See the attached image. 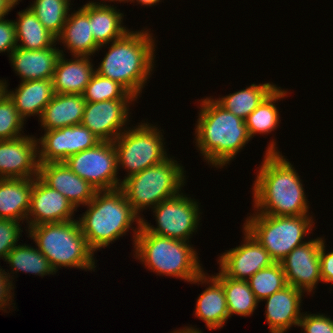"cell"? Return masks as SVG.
<instances>
[{
    "label": "cell",
    "instance_id": "obj_2",
    "mask_svg": "<svg viewBox=\"0 0 333 333\" xmlns=\"http://www.w3.org/2000/svg\"><path fill=\"white\" fill-rule=\"evenodd\" d=\"M200 107L195 145L209 165L223 168L251 140L245 121L211 97L203 98Z\"/></svg>",
    "mask_w": 333,
    "mask_h": 333
},
{
    "label": "cell",
    "instance_id": "obj_27",
    "mask_svg": "<svg viewBox=\"0 0 333 333\" xmlns=\"http://www.w3.org/2000/svg\"><path fill=\"white\" fill-rule=\"evenodd\" d=\"M123 13L116 7L99 2H89V19L92 34L100 49L121 38L130 29L123 25Z\"/></svg>",
    "mask_w": 333,
    "mask_h": 333
},
{
    "label": "cell",
    "instance_id": "obj_17",
    "mask_svg": "<svg viewBox=\"0 0 333 333\" xmlns=\"http://www.w3.org/2000/svg\"><path fill=\"white\" fill-rule=\"evenodd\" d=\"M77 211L68 199L46 185L38 176L33 179L30 208L27 214L28 228L45 223L75 220Z\"/></svg>",
    "mask_w": 333,
    "mask_h": 333
},
{
    "label": "cell",
    "instance_id": "obj_1",
    "mask_svg": "<svg viewBox=\"0 0 333 333\" xmlns=\"http://www.w3.org/2000/svg\"><path fill=\"white\" fill-rule=\"evenodd\" d=\"M274 141L267 146L253 183L254 210L272 216L309 215V202L300 176Z\"/></svg>",
    "mask_w": 333,
    "mask_h": 333
},
{
    "label": "cell",
    "instance_id": "obj_10",
    "mask_svg": "<svg viewBox=\"0 0 333 333\" xmlns=\"http://www.w3.org/2000/svg\"><path fill=\"white\" fill-rule=\"evenodd\" d=\"M199 209L195 199L181 192L152 209L157 227L150 225L144 217H141V226L152 234L190 242V236L197 231L199 225Z\"/></svg>",
    "mask_w": 333,
    "mask_h": 333
},
{
    "label": "cell",
    "instance_id": "obj_15",
    "mask_svg": "<svg viewBox=\"0 0 333 333\" xmlns=\"http://www.w3.org/2000/svg\"><path fill=\"white\" fill-rule=\"evenodd\" d=\"M134 101L136 100L86 102L81 124L101 141L113 142L126 130L131 116L129 104Z\"/></svg>",
    "mask_w": 333,
    "mask_h": 333
},
{
    "label": "cell",
    "instance_id": "obj_34",
    "mask_svg": "<svg viewBox=\"0 0 333 333\" xmlns=\"http://www.w3.org/2000/svg\"><path fill=\"white\" fill-rule=\"evenodd\" d=\"M82 95L86 102L137 99L117 81L103 77L96 72L92 75Z\"/></svg>",
    "mask_w": 333,
    "mask_h": 333
},
{
    "label": "cell",
    "instance_id": "obj_12",
    "mask_svg": "<svg viewBox=\"0 0 333 333\" xmlns=\"http://www.w3.org/2000/svg\"><path fill=\"white\" fill-rule=\"evenodd\" d=\"M44 132L38 139L39 163L64 162L70 156L93 148L101 142L82 124Z\"/></svg>",
    "mask_w": 333,
    "mask_h": 333
},
{
    "label": "cell",
    "instance_id": "obj_4",
    "mask_svg": "<svg viewBox=\"0 0 333 333\" xmlns=\"http://www.w3.org/2000/svg\"><path fill=\"white\" fill-rule=\"evenodd\" d=\"M86 206L87 210L78 222L94 252L126 235L129 228L133 230L135 244L141 227V217L134 212L120 188L97 191ZM134 222L137 224L135 229L132 227Z\"/></svg>",
    "mask_w": 333,
    "mask_h": 333
},
{
    "label": "cell",
    "instance_id": "obj_22",
    "mask_svg": "<svg viewBox=\"0 0 333 333\" xmlns=\"http://www.w3.org/2000/svg\"><path fill=\"white\" fill-rule=\"evenodd\" d=\"M62 42L73 56L90 57L100 46L95 42L89 19V3L84 4L77 11L69 13L57 42Z\"/></svg>",
    "mask_w": 333,
    "mask_h": 333
},
{
    "label": "cell",
    "instance_id": "obj_13",
    "mask_svg": "<svg viewBox=\"0 0 333 333\" xmlns=\"http://www.w3.org/2000/svg\"><path fill=\"white\" fill-rule=\"evenodd\" d=\"M240 246L226 250L219 256L220 271L228 278L248 280L257 271L275 263L268 251L244 227Z\"/></svg>",
    "mask_w": 333,
    "mask_h": 333
},
{
    "label": "cell",
    "instance_id": "obj_23",
    "mask_svg": "<svg viewBox=\"0 0 333 333\" xmlns=\"http://www.w3.org/2000/svg\"><path fill=\"white\" fill-rule=\"evenodd\" d=\"M60 53L52 79L54 93L82 95L95 72L92 59L87 56H72L74 59L68 60L63 50Z\"/></svg>",
    "mask_w": 333,
    "mask_h": 333
},
{
    "label": "cell",
    "instance_id": "obj_40",
    "mask_svg": "<svg viewBox=\"0 0 333 333\" xmlns=\"http://www.w3.org/2000/svg\"><path fill=\"white\" fill-rule=\"evenodd\" d=\"M10 273L5 272V269L0 268V310H6L7 307L10 309V305L15 304L12 303L14 300V289L12 276L10 277ZM11 303V304H10ZM7 306V307H6Z\"/></svg>",
    "mask_w": 333,
    "mask_h": 333
},
{
    "label": "cell",
    "instance_id": "obj_18",
    "mask_svg": "<svg viewBox=\"0 0 333 333\" xmlns=\"http://www.w3.org/2000/svg\"><path fill=\"white\" fill-rule=\"evenodd\" d=\"M38 177L65 196L76 210L80 205L86 206L97 192L95 187L75 174L64 162L40 163Z\"/></svg>",
    "mask_w": 333,
    "mask_h": 333
},
{
    "label": "cell",
    "instance_id": "obj_35",
    "mask_svg": "<svg viewBox=\"0 0 333 333\" xmlns=\"http://www.w3.org/2000/svg\"><path fill=\"white\" fill-rule=\"evenodd\" d=\"M247 281L259 302L288 285L281 263L257 271Z\"/></svg>",
    "mask_w": 333,
    "mask_h": 333
},
{
    "label": "cell",
    "instance_id": "obj_45",
    "mask_svg": "<svg viewBox=\"0 0 333 333\" xmlns=\"http://www.w3.org/2000/svg\"><path fill=\"white\" fill-rule=\"evenodd\" d=\"M134 1L138 2V4H141V6H151L152 5H157V3L161 2V0H129V2H133L135 3Z\"/></svg>",
    "mask_w": 333,
    "mask_h": 333
},
{
    "label": "cell",
    "instance_id": "obj_41",
    "mask_svg": "<svg viewBox=\"0 0 333 333\" xmlns=\"http://www.w3.org/2000/svg\"><path fill=\"white\" fill-rule=\"evenodd\" d=\"M325 240L321 243L319 257H320V276L322 282L333 283V251L326 253Z\"/></svg>",
    "mask_w": 333,
    "mask_h": 333
},
{
    "label": "cell",
    "instance_id": "obj_42",
    "mask_svg": "<svg viewBox=\"0 0 333 333\" xmlns=\"http://www.w3.org/2000/svg\"><path fill=\"white\" fill-rule=\"evenodd\" d=\"M16 5L11 0H0V19L8 15Z\"/></svg>",
    "mask_w": 333,
    "mask_h": 333
},
{
    "label": "cell",
    "instance_id": "obj_46",
    "mask_svg": "<svg viewBox=\"0 0 333 333\" xmlns=\"http://www.w3.org/2000/svg\"><path fill=\"white\" fill-rule=\"evenodd\" d=\"M102 1H103V2H102V4H103V3H104L105 1H107V0H102ZM109 1H110V2H114V1L117 2V1H118V2H120V3H121V2H124V3H125V2H127V3L129 2V0H108V2H109Z\"/></svg>",
    "mask_w": 333,
    "mask_h": 333
},
{
    "label": "cell",
    "instance_id": "obj_26",
    "mask_svg": "<svg viewBox=\"0 0 333 333\" xmlns=\"http://www.w3.org/2000/svg\"><path fill=\"white\" fill-rule=\"evenodd\" d=\"M33 179H0V218L22 223L27 219Z\"/></svg>",
    "mask_w": 333,
    "mask_h": 333
},
{
    "label": "cell",
    "instance_id": "obj_8",
    "mask_svg": "<svg viewBox=\"0 0 333 333\" xmlns=\"http://www.w3.org/2000/svg\"><path fill=\"white\" fill-rule=\"evenodd\" d=\"M312 215L272 216L250 214L243 227L268 251L275 263H280L294 248L307 242L304 237L312 233Z\"/></svg>",
    "mask_w": 333,
    "mask_h": 333
},
{
    "label": "cell",
    "instance_id": "obj_37",
    "mask_svg": "<svg viewBox=\"0 0 333 333\" xmlns=\"http://www.w3.org/2000/svg\"><path fill=\"white\" fill-rule=\"evenodd\" d=\"M19 221L0 218V258L6 259L8 253L18 245L21 233Z\"/></svg>",
    "mask_w": 333,
    "mask_h": 333
},
{
    "label": "cell",
    "instance_id": "obj_31",
    "mask_svg": "<svg viewBox=\"0 0 333 333\" xmlns=\"http://www.w3.org/2000/svg\"><path fill=\"white\" fill-rule=\"evenodd\" d=\"M213 276L224 288L229 317L233 314L244 317L253 314L259 301L251 290L248 281L228 278L221 271Z\"/></svg>",
    "mask_w": 333,
    "mask_h": 333
},
{
    "label": "cell",
    "instance_id": "obj_38",
    "mask_svg": "<svg viewBox=\"0 0 333 333\" xmlns=\"http://www.w3.org/2000/svg\"><path fill=\"white\" fill-rule=\"evenodd\" d=\"M304 333H333V319L324 314H302L299 326Z\"/></svg>",
    "mask_w": 333,
    "mask_h": 333
},
{
    "label": "cell",
    "instance_id": "obj_39",
    "mask_svg": "<svg viewBox=\"0 0 333 333\" xmlns=\"http://www.w3.org/2000/svg\"><path fill=\"white\" fill-rule=\"evenodd\" d=\"M17 47L15 25L13 20L0 19V53L9 54Z\"/></svg>",
    "mask_w": 333,
    "mask_h": 333
},
{
    "label": "cell",
    "instance_id": "obj_36",
    "mask_svg": "<svg viewBox=\"0 0 333 333\" xmlns=\"http://www.w3.org/2000/svg\"><path fill=\"white\" fill-rule=\"evenodd\" d=\"M24 123L13 101L6 95L0 101V140H11L23 136L21 131Z\"/></svg>",
    "mask_w": 333,
    "mask_h": 333
},
{
    "label": "cell",
    "instance_id": "obj_7",
    "mask_svg": "<svg viewBox=\"0 0 333 333\" xmlns=\"http://www.w3.org/2000/svg\"><path fill=\"white\" fill-rule=\"evenodd\" d=\"M180 164L169 156L161 163L122 180L120 189L138 216L144 209H153L160 202L181 193L186 177Z\"/></svg>",
    "mask_w": 333,
    "mask_h": 333
},
{
    "label": "cell",
    "instance_id": "obj_29",
    "mask_svg": "<svg viewBox=\"0 0 333 333\" xmlns=\"http://www.w3.org/2000/svg\"><path fill=\"white\" fill-rule=\"evenodd\" d=\"M277 87L273 83L251 84L247 88L215 99L222 107L245 120Z\"/></svg>",
    "mask_w": 333,
    "mask_h": 333
},
{
    "label": "cell",
    "instance_id": "obj_44",
    "mask_svg": "<svg viewBox=\"0 0 333 333\" xmlns=\"http://www.w3.org/2000/svg\"><path fill=\"white\" fill-rule=\"evenodd\" d=\"M7 81L6 80H1L0 79V101L5 98V96L7 95V91H8V85H7Z\"/></svg>",
    "mask_w": 333,
    "mask_h": 333
},
{
    "label": "cell",
    "instance_id": "obj_28",
    "mask_svg": "<svg viewBox=\"0 0 333 333\" xmlns=\"http://www.w3.org/2000/svg\"><path fill=\"white\" fill-rule=\"evenodd\" d=\"M17 14L14 20L17 47L40 50L57 44V38L43 26L29 7Z\"/></svg>",
    "mask_w": 333,
    "mask_h": 333
},
{
    "label": "cell",
    "instance_id": "obj_33",
    "mask_svg": "<svg viewBox=\"0 0 333 333\" xmlns=\"http://www.w3.org/2000/svg\"><path fill=\"white\" fill-rule=\"evenodd\" d=\"M71 0H35L29 8L56 38L61 34L70 13Z\"/></svg>",
    "mask_w": 333,
    "mask_h": 333
},
{
    "label": "cell",
    "instance_id": "obj_25",
    "mask_svg": "<svg viewBox=\"0 0 333 333\" xmlns=\"http://www.w3.org/2000/svg\"><path fill=\"white\" fill-rule=\"evenodd\" d=\"M7 95L24 121L27 117L34 115H38L37 117L40 119L43 110L54 95L53 80L24 81L15 91H7Z\"/></svg>",
    "mask_w": 333,
    "mask_h": 333
},
{
    "label": "cell",
    "instance_id": "obj_32",
    "mask_svg": "<svg viewBox=\"0 0 333 333\" xmlns=\"http://www.w3.org/2000/svg\"><path fill=\"white\" fill-rule=\"evenodd\" d=\"M9 264L13 274L19 271L35 274L41 277L45 275H54L56 272L51 267L49 260L36 247L22 244L16 245L4 260Z\"/></svg>",
    "mask_w": 333,
    "mask_h": 333
},
{
    "label": "cell",
    "instance_id": "obj_11",
    "mask_svg": "<svg viewBox=\"0 0 333 333\" xmlns=\"http://www.w3.org/2000/svg\"><path fill=\"white\" fill-rule=\"evenodd\" d=\"M64 163L97 191L114 190L121 186L113 142L101 141L93 148L70 156Z\"/></svg>",
    "mask_w": 333,
    "mask_h": 333
},
{
    "label": "cell",
    "instance_id": "obj_3",
    "mask_svg": "<svg viewBox=\"0 0 333 333\" xmlns=\"http://www.w3.org/2000/svg\"><path fill=\"white\" fill-rule=\"evenodd\" d=\"M144 30H129L110 42L108 52L95 68L96 73L117 81L137 99L151 77L156 56L154 36L148 29Z\"/></svg>",
    "mask_w": 333,
    "mask_h": 333
},
{
    "label": "cell",
    "instance_id": "obj_9",
    "mask_svg": "<svg viewBox=\"0 0 333 333\" xmlns=\"http://www.w3.org/2000/svg\"><path fill=\"white\" fill-rule=\"evenodd\" d=\"M161 131L163 130H159L156 125L148 122L139 123L133 128H126L113 141L118 170L121 167L128 172L124 179L159 164L169 157Z\"/></svg>",
    "mask_w": 333,
    "mask_h": 333
},
{
    "label": "cell",
    "instance_id": "obj_47",
    "mask_svg": "<svg viewBox=\"0 0 333 333\" xmlns=\"http://www.w3.org/2000/svg\"><path fill=\"white\" fill-rule=\"evenodd\" d=\"M14 4H19L20 0H11Z\"/></svg>",
    "mask_w": 333,
    "mask_h": 333
},
{
    "label": "cell",
    "instance_id": "obj_19",
    "mask_svg": "<svg viewBox=\"0 0 333 333\" xmlns=\"http://www.w3.org/2000/svg\"><path fill=\"white\" fill-rule=\"evenodd\" d=\"M303 291L287 285L263 299L266 301L265 318L271 333H284L292 326H299Z\"/></svg>",
    "mask_w": 333,
    "mask_h": 333
},
{
    "label": "cell",
    "instance_id": "obj_14",
    "mask_svg": "<svg viewBox=\"0 0 333 333\" xmlns=\"http://www.w3.org/2000/svg\"><path fill=\"white\" fill-rule=\"evenodd\" d=\"M324 240V237L311 239L294 248L280 262L289 285L310 294L322 282L319 251Z\"/></svg>",
    "mask_w": 333,
    "mask_h": 333
},
{
    "label": "cell",
    "instance_id": "obj_16",
    "mask_svg": "<svg viewBox=\"0 0 333 333\" xmlns=\"http://www.w3.org/2000/svg\"><path fill=\"white\" fill-rule=\"evenodd\" d=\"M38 138L0 140V179L35 178L39 173Z\"/></svg>",
    "mask_w": 333,
    "mask_h": 333
},
{
    "label": "cell",
    "instance_id": "obj_21",
    "mask_svg": "<svg viewBox=\"0 0 333 333\" xmlns=\"http://www.w3.org/2000/svg\"><path fill=\"white\" fill-rule=\"evenodd\" d=\"M27 50L16 47L9 55L11 66L21 78V82L29 80L53 79L56 62L60 56L55 47Z\"/></svg>",
    "mask_w": 333,
    "mask_h": 333
},
{
    "label": "cell",
    "instance_id": "obj_20",
    "mask_svg": "<svg viewBox=\"0 0 333 333\" xmlns=\"http://www.w3.org/2000/svg\"><path fill=\"white\" fill-rule=\"evenodd\" d=\"M207 275L208 273L203 272L191 282V284L204 285L206 283L208 285L199 295L194 312L195 317L205 322L207 329L217 330L222 328L230 317L222 284L213 274Z\"/></svg>",
    "mask_w": 333,
    "mask_h": 333
},
{
    "label": "cell",
    "instance_id": "obj_24",
    "mask_svg": "<svg viewBox=\"0 0 333 333\" xmlns=\"http://www.w3.org/2000/svg\"><path fill=\"white\" fill-rule=\"evenodd\" d=\"M86 101L81 94L54 93L40 117L44 131L81 124Z\"/></svg>",
    "mask_w": 333,
    "mask_h": 333
},
{
    "label": "cell",
    "instance_id": "obj_30",
    "mask_svg": "<svg viewBox=\"0 0 333 333\" xmlns=\"http://www.w3.org/2000/svg\"><path fill=\"white\" fill-rule=\"evenodd\" d=\"M287 93L286 90L277 86L244 120L250 138L256 134H269L278 128L280 116L275 103L285 98Z\"/></svg>",
    "mask_w": 333,
    "mask_h": 333
},
{
    "label": "cell",
    "instance_id": "obj_5",
    "mask_svg": "<svg viewBox=\"0 0 333 333\" xmlns=\"http://www.w3.org/2000/svg\"><path fill=\"white\" fill-rule=\"evenodd\" d=\"M134 257L156 275L192 282L204 272L192 244L147 232L142 226L136 236Z\"/></svg>",
    "mask_w": 333,
    "mask_h": 333
},
{
    "label": "cell",
    "instance_id": "obj_6",
    "mask_svg": "<svg viewBox=\"0 0 333 333\" xmlns=\"http://www.w3.org/2000/svg\"><path fill=\"white\" fill-rule=\"evenodd\" d=\"M28 233L55 272L61 267L95 270L94 251L81 232L78 219L32 226Z\"/></svg>",
    "mask_w": 333,
    "mask_h": 333
},
{
    "label": "cell",
    "instance_id": "obj_43",
    "mask_svg": "<svg viewBox=\"0 0 333 333\" xmlns=\"http://www.w3.org/2000/svg\"><path fill=\"white\" fill-rule=\"evenodd\" d=\"M171 333H202V331L199 330L198 328L195 327L193 328L192 326L191 327L185 326L184 328L173 331Z\"/></svg>",
    "mask_w": 333,
    "mask_h": 333
}]
</instances>
